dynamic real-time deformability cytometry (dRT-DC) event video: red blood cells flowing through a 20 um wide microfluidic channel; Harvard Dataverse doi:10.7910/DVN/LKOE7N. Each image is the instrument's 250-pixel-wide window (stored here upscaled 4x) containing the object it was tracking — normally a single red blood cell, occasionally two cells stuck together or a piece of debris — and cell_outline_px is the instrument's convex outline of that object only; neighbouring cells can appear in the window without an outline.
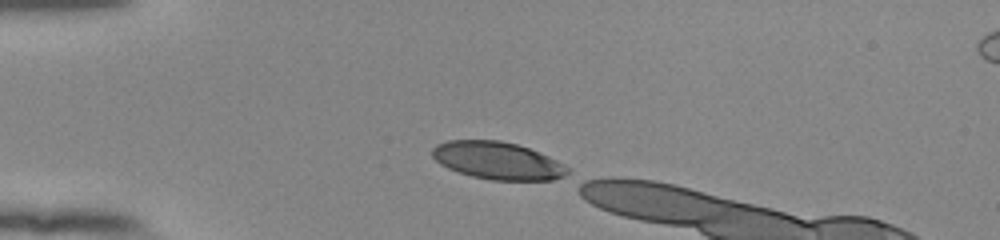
{"species": "human", "species_latin": "Homo sapiens", "temperature_condition": "room temperature", "stored_images_in_passage": 25, "camera_frame_rate_fps": 3000, "um_per_image_px": 0.085, "donor": {"sex": "female"}, "frame": {"image": 1, "passage_image": 1, "time_ms": 0.0, "image_size_px": [1000, 240], "cell_outline_px": [[568, 172], [564, 176], [552, 180], [492, 180], [472, 176], [448, 168], [440, 164], [432, 156], [432, 148], [436, 144], [448, 140], [500, 140], [516, 144], [528, 148], [548, 156], [556, 160], [568, 168]], "centroid_in_image_um": [42.26, 13.65], "position_along_channel_um": 42.7, "area_um2": 29.36}}
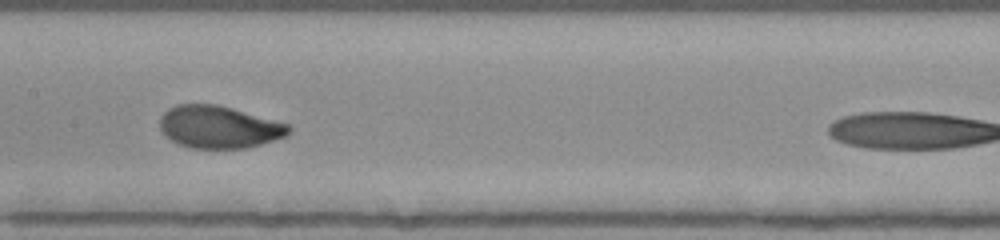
{"frame": {"image": 2, "passage_image": 15, "time_ms": 4.667, "image_size_px": [1000, 240], "cell_outline_px": [[292, 128], [288, 136], [248, 148], [192, 148], [180, 144], [172, 140], [160, 128], [160, 116], [168, 108], [176, 104], [216, 104], [232, 108], [288, 124]], "centroid_in_image_um": [18.63, 10.79], "position_along_channel_um": 188.8, "area_um2": 31.73}}
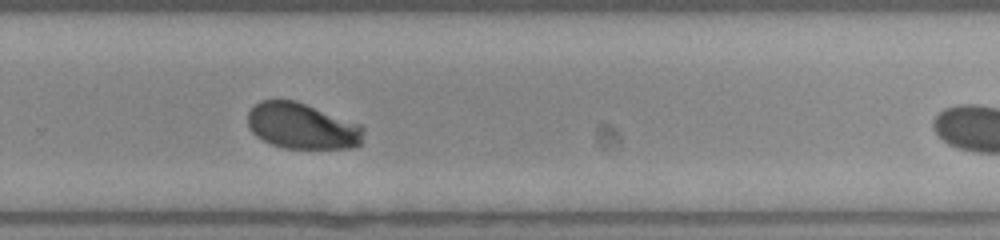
{"frame": {"image": 3, "passage_image": 24, "time_ms": 7.667, "image_size_px": [1000, 240], "cell_outline_px": [[364, 132], [360, 144], [352, 148], [284, 148], [272, 144], [256, 136], [248, 128], [248, 112], [260, 100], [296, 100], [360, 124], [364, 128]], "centroid_in_image_um": [25.68, 10.71], "position_along_channel_um": 304.1, "area_um2": 30.98}}